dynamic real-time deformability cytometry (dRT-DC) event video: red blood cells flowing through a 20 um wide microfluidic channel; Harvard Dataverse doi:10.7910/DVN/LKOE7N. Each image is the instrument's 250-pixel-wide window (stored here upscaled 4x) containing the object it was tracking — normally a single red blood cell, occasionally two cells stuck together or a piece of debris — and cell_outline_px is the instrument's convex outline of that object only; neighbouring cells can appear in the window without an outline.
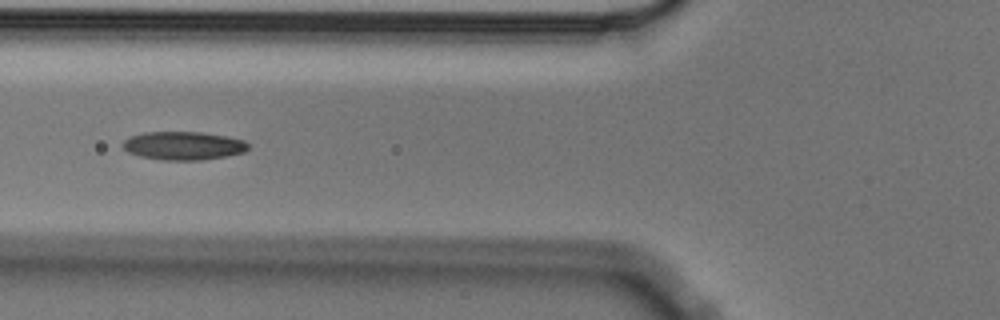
{"species": "Egyptian fruit bat (a non-hibernating species)", "species_latin": "Rousettus aegyptiacus", "temperature_condition": "cold", "stored_images_in_passage": 6, "camera_frame_rate_fps": 3000, "um_per_image_px": 0.085, "animal": {"sex": "male"}, "frame": {"image": 1, "passage_image": 4, "time_ms": 1.0, "image_size_px": [1000, 320], "cell_outline_px": [[248, 148], [244, 152], [228, 156], [200, 160], [160, 160], [140, 156], [128, 152], [120, 144], [124, 140], [132, 136], [144, 132], [200, 132], [224, 136], [244, 140], [248, 144]], "centroid_in_image_um": [15.57, 12.39], "position_along_channel_um": 110.2, "area_um2": 20.69}}
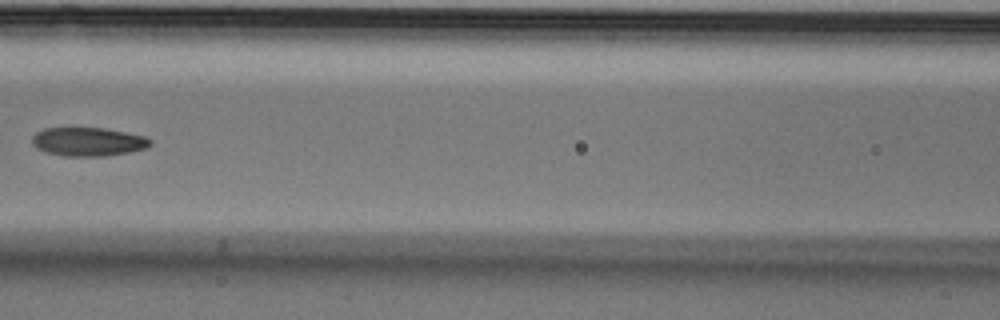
{"frame": {"image": 2, "passage_image": 5, "time_ms": 1.333, "image_size_px": [1000, 320], "cell_outline_px": [[152, 144], [148, 148], [132, 152], [104, 156], [64, 156], [44, 152], [36, 148], [32, 144], [32, 136], [36, 132], [44, 128], [104, 128], [144, 136], [152, 140]], "centroid_in_image_um": [7.49, 12.05], "position_along_channel_um": 159.1, "area_um2": 19.94}}
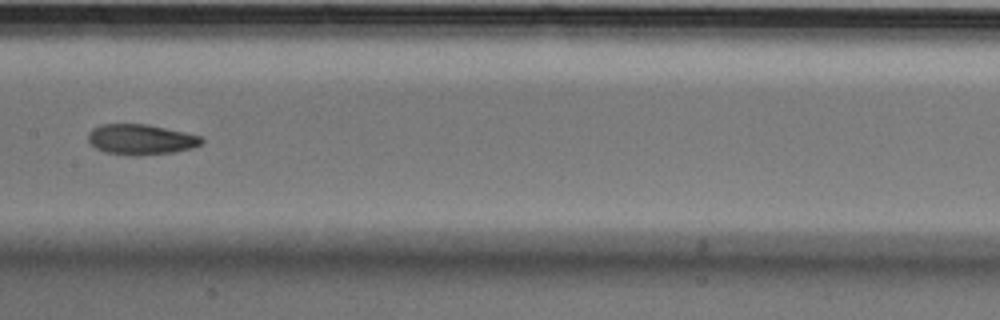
{"frame": {"image": 3, "passage_image": 6, "time_ms": 1.667, "image_size_px": [1000, 320], "cell_outline_px": [[204, 140], [200, 144], [192, 148], [176, 152], [140, 156], [128, 156], [104, 152], [96, 148], [88, 140], [88, 132], [92, 128], [100, 124], [144, 124], [184, 132], [200, 136]], "centroid_in_image_um": [11.94, 11.87], "position_along_channel_um": 195.5, "area_um2": 20.23}}